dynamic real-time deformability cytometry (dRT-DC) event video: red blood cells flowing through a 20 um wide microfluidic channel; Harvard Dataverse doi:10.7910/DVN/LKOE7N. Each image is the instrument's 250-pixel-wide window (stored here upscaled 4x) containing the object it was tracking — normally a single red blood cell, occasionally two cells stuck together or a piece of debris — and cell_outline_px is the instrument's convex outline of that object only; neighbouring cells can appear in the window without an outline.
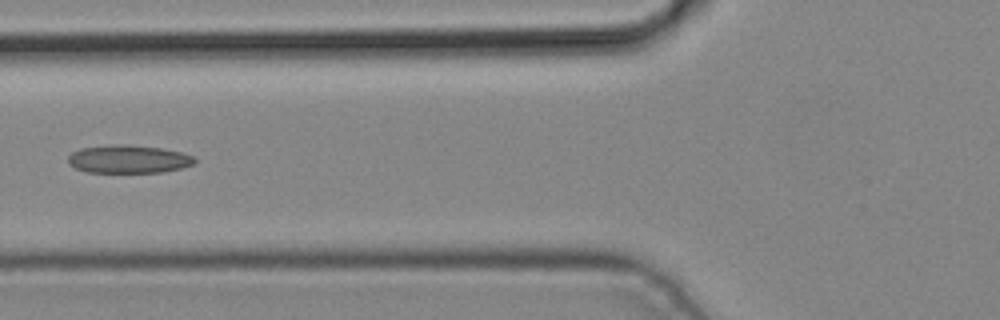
{"species": "common noctule bat (a hibernating species)", "species_latin": "Nyctalus noctula", "temperature_condition": "cold", "stored_images_in_passage": 5, "camera_frame_rate_fps": 3000, "um_per_image_px": 0.085, "animal": {"sex": "male", "body_mass_g": 19.2, "forearm_length_mm": 51.8}, "frame": {"image": 1, "passage_image": 5, "time_ms": 1.333, "image_size_px": [1000, 320], "cell_outline_px": [[196, 164], [164, 172], [88, 172], [76, 168], [68, 164], [68, 156], [72, 152], [80, 148], [112, 144], [124, 144], [160, 148], [180, 152], [192, 156], [196, 160]], "centroid_in_image_um": [10.9, 13.52], "position_along_channel_um": 114.9, "area_um2": 20.69}}